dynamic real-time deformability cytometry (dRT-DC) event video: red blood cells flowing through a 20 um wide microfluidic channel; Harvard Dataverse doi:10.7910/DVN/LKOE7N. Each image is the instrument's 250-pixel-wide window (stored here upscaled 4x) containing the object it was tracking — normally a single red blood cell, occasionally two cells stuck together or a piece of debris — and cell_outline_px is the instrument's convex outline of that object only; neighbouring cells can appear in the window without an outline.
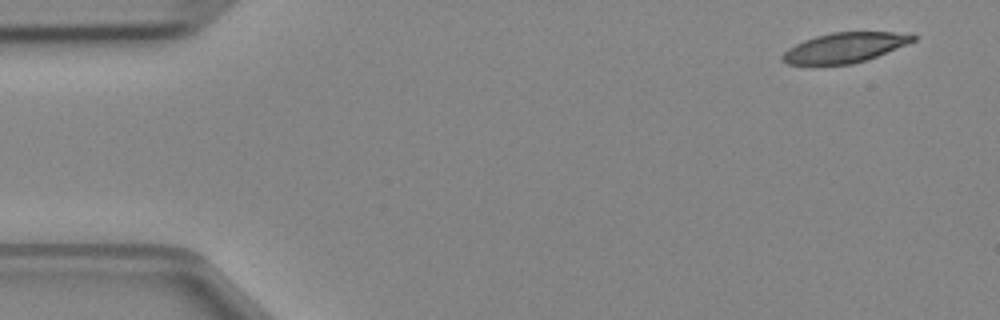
{"species": "Egyptian fruit bat (a non-hibernating species)", "species_latin": "Rousettus aegyptiacus", "temperature_condition": "cold", "stored_images_in_passage": 4, "camera_frame_rate_fps": 3000, "um_per_image_px": 0.085, "animal": {"sex": "female"}, "frame": {"image": 1, "passage_image": 1, "time_ms": 0.0, "image_size_px": [1000, 320], "cell_outline_px": [[916, 40], [876, 56], [852, 64], [788, 64], [780, 60], [780, 56], [788, 48], [804, 40], [816, 36], [832, 32], [912, 32], [916, 36]], "centroid_in_image_um": [71.8, 4.03], "position_along_channel_um": 13.2, "area_um2": 22.66}}
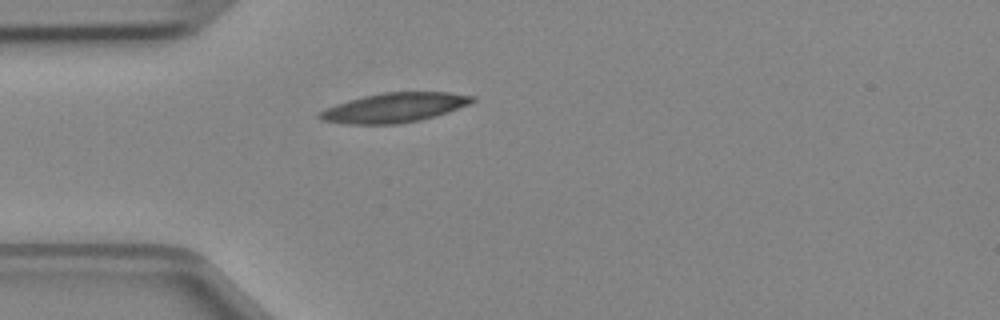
{"frame": {"image": 2, "passage_image": 4, "time_ms": 1.0, "image_size_px": [1000, 320], "cell_outline_px": [[476, 100], [468, 104], [448, 112], [436, 116], [420, 120], [396, 124], [344, 124], [320, 120], [316, 116], [316, 112], [324, 108], [348, 100], [364, 96], [384, 92], [448, 92], [476, 96]], "centroid_in_image_um": [33.47, 9.15], "position_along_channel_um": 51.5, "area_um2": 26.47}}